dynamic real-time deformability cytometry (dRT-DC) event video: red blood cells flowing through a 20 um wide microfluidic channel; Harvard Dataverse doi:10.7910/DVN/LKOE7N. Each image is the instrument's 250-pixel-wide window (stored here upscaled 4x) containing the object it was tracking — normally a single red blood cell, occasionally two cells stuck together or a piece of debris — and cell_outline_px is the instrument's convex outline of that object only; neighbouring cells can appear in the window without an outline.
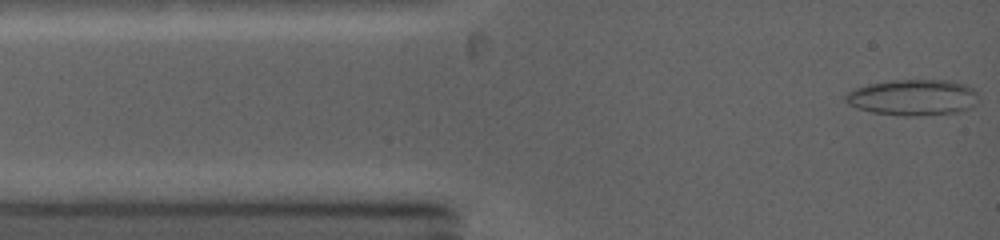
{"species": "common noctule bat (a hibernating species)", "species_latin": "Nyctalus noctula", "temperature_condition": "warm", "stored_images_in_passage": 59, "camera_frame_rate_fps": 5000, "um_per_image_px": 0.085, "animal": {"sex": "female", "body_mass_g": 19.0, "forearm_length_mm": 53.3}, "frame": {"image": 1, "passage_image": 1, "time_ms": 0.0, "image_size_px": [1000, 240], "cell_outline_px": [[976, 104], [972, 108], [960, 112], [920, 116], [904, 116], [872, 112], [856, 108], [848, 104], [844, 100], [844, 96], [848, 92], [856, 88], [868, 84], [888, 80], [948, 80], [964, 84], [972, 88], [976, 92]], "centroid_in_image_um": [77.59, 8.29], "position_along_channel_um": 7.4, "area_um2": 28.15}}
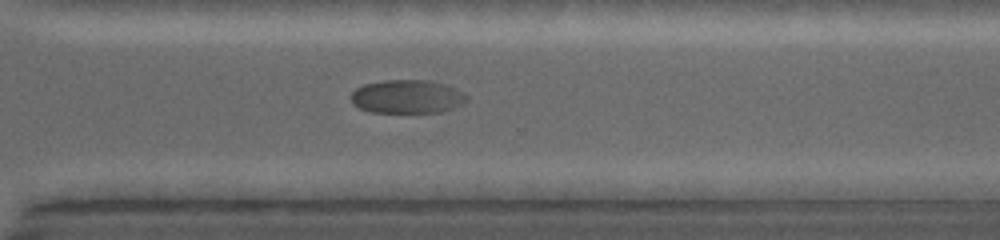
{"frame": {"image": 2, "passage_image": 38, "time_ms": 9.4, "image_size_px": [1000, 240], "cell_outline_px": [[468, 100], [464, 104], [440, 112], [372, 112], [360, 108], [352, 104], [352, 92], [356, 88], [364, 84], [384, 80], [428, 80], [444, 84], [464, 92], [468, 96]], "centroid_in_image_um": [34.63, 8.21], "position_along_channel_um": 336.0, "area_um2": 22.6}}
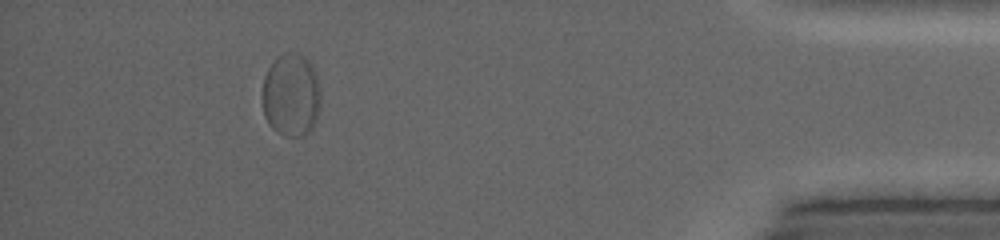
{"frame": {"image": 3, "passage_image": 50, "time_ms": 12.8, "image_size_px": [1000, 240], "cell_outline_px": [[320, 108], [316, 120], [312, 128], [304, 136], [284, 136], [276, 132], [268, 124], [264, 116], [260, 96], [264, 76], [268, 68], [280, 56], [288, 52], [296, 52], [304, 56], [312, 64], [320, 88]], "centroid_in_image_um": [24.72, 8.11], "position_along_channel_um": 410.5, "area_um2": 28.78}}